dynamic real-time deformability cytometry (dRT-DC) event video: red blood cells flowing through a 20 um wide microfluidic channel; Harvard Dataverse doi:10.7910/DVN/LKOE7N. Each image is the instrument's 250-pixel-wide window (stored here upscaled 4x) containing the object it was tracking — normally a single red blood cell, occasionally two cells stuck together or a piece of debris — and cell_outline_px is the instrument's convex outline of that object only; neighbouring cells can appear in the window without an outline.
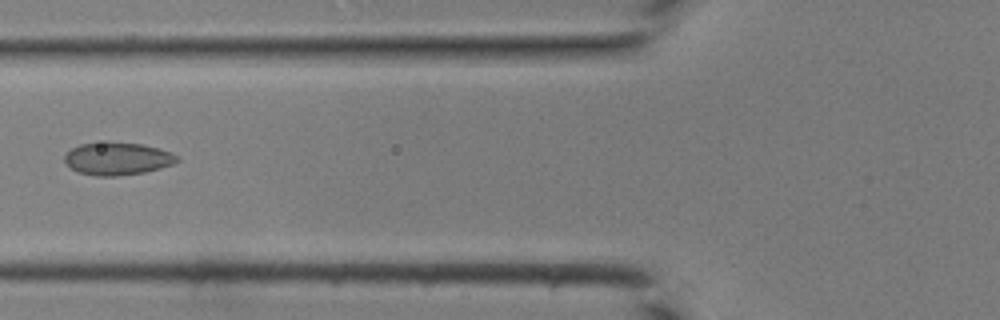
{"species": "common noctule bat (a hibernating species)", "species_latin": "Nyctalus noctula", "temperature_condition": "room temperature", "stored_images_in_passage": 26, "camera_frame_rate_fps": 3000, "um_per_image_px": 0.085, "animal": {"sex": "male", "body_mass_g": 19.0, "forearm_length_mm": 50.8}, "frame": {"image": 1, "passage_image": 4, "time_ms": 1.0, "image_size_px": [1000, 320], "cell_outline_px": [[180, 160], [172, 164], [160, 168], [144, 172], [116, 176], [96, 176], [76, 172], [64, 164], [64, 156], [72, 148], [80, 144], [108, 140], [140, 144], [156, 148], [180, 156]], "centroid_in_image_um": [9.92, 13.47], "position_along_channel_um": 115.9, "area_um2": 21.73}}
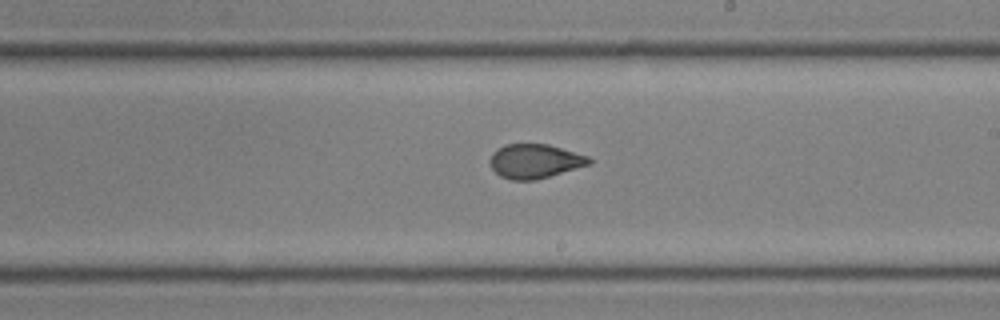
{"frame": {"image": 2, "passage_image": 12, "time_ms": 3.667, "image_size_px": [1000, 320], "cell_outline_px": [[592, 164], [536, 180], [512, 180], [500, 176], [492, 168], [492, 152], [496, 148], [504, 144], [548, 144], [588, 156], [592, 160]], "centroid_in_image_um": [45.48, 13.7], "position_along_channel_um": 243.5, "area_um2": 19.71}}
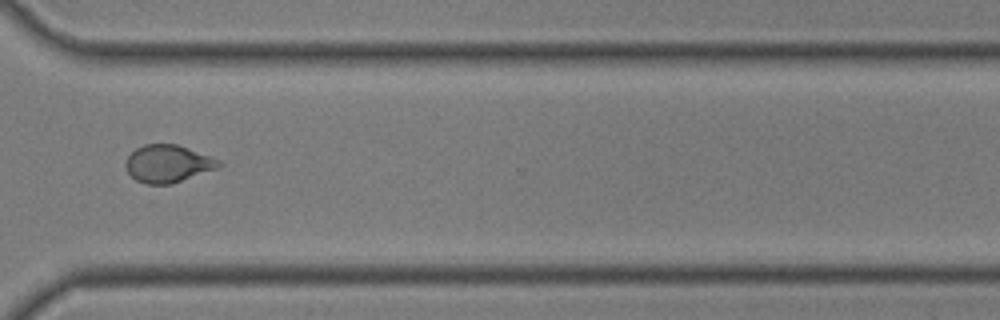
{"frame": {"image": 3, "passage_image": 19, "time_ms": 6.0, "image_size_px": [1000, 320], "cell_outline_px": [[224, 164], [220, 168], [172, 184], [144, 184], [136, 180], [128, 172], [124, 164], [128, 156], [136, 148], [144, 144], [176, 144], [188, 148], [220, 160]], "centroid_in_image_um": [14.29, 13.92], "position_along_channel_um": 356.3, "area_um2": 20.52}}